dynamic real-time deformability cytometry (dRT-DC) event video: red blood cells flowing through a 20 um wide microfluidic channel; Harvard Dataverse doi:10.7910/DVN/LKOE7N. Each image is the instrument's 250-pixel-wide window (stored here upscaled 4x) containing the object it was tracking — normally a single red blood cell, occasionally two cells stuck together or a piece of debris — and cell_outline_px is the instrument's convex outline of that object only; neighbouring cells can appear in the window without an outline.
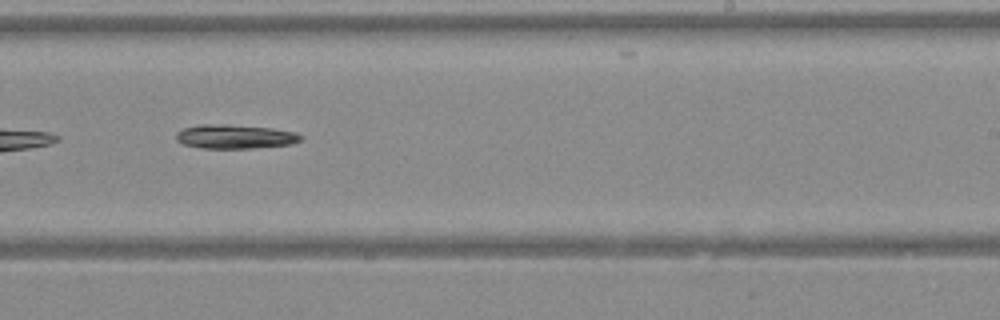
{"species": "Egyptian fruit bat (a non-hibernating species)", "species_latin": "Rousettus aegyptiacus", "temperature_condition": "warm", "stored_images_in_passage": 28, "camera_frame_rate_fps": 3000, "um_per_image_px": 0.085, "animal": {"sex": "female"}, "frame": {"image": 1, "passage_image": 13, "time_ms": 4.0, "image_size_px": [1000, 320], "cell_outline_px": [[304, 136], [300, 140], [288, 144], [252, 148], [204, 148], [184, 144], [176, 140], [176, 132], [184, 128], [200, 124], [212, 124], [272, 128], [296, 132]], "centroid_in_image_um": [19.96, 11.61], "position_along_channel_um": 269.0, "area_um2": 17.17}}
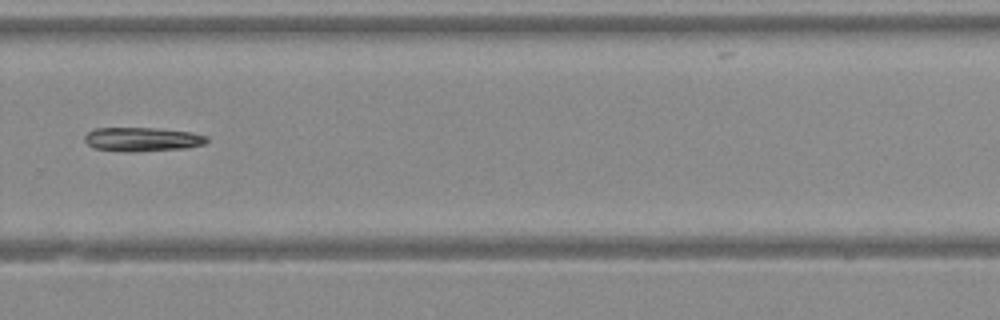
{"frame": {"image": 2, "passage_image": 16, "time_ms": 5.0, "image_size_px": [1000, 320], "cell_outline_px": [[208, 140], [204, 144], [184, 148], [136, 152], [124, 152], [96, 148], [88, 144], [84, 140], [84, 136], [88, 132], [96, 128], [156, 128], [192, 132], [208, 136]], "centroid_in_image_um": [12.1, 11.84], "position_along_channel_um": 317.7, "area_um2": 17.11}}
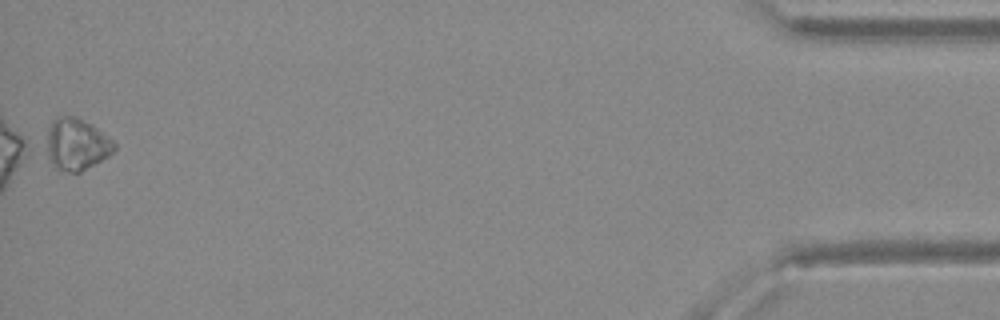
{"frame": {"image": 3, "passage_image": 28, "time_ms": 9.0, "image_size_px": [1000, 320], "cell_outline_px": [[116, 148], [108, 156], [80, 172], [68, 172], [56, 168], [48, 156], [40, 140], [52, 120], [56, 116], [76, 116], [92, 124], [112, 140], [116, 144]], "centroid_in_image_um": [6.41, 12.23], "position_along_channel_um": 428.8, "area_um2": 21.04}}